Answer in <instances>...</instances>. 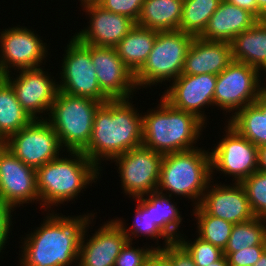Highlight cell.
Masks as SVG:
<instances>
[{"label":"cell","mask_w":266,"mask_h":266,"mask_svg":"<svg viewBox=\"0 0 266 266\" xmlns=\"http://www.w3.org/2000/svg\"><path fill=\"white\" fill-rule=\"evenodd\" d=\"M54 211L21 238L20 266H77L83 233L97 212L65 217Z\"/></svg>","instance_id":"obj_1"},{"label":"cell","mask_w":266,"mask_h":266,"mask_svg":"<svg viewBox=\"0 0 266 266\" xmlns=\"http://www.w3.org/2000/svg\"><path fill=\"white\" fill-rule=\"evenodd\" d=\"M131 100H109L96 111L88 146L82 152L100 170L102 161H112L142 145V114Z\"/></svg>","instance_id":"obj_2"},{"label":"cell","mask_w":266,"mask_h":266,"mask_svg":"<svg viewBox=\"0 0 266 266\" xmlns=\"http://www.w3.org/2000/svg\"><path fill=\"white\" fill-rule=\"evenodd\" d=\"M36 169L39 205L45 211L74 201L101 177V171L82 151H67ZM52 206V207H51ZM44 207V208H43ZM49 208V209H48Z\"/></svg>","instance_id":"obj_3"},{"label":"cell","mask_w":266,"mask_h":266,"mask_svg":"<svg viewBox=\"0 0 266 266\" xmlns=\"http://www.w3.org/2000/svg\"><path fill=\"white\" fill-rule=\"evenodd\" d=\"M160 101L157 107L142 113V145L163 155L196 148L206 125L162 97Z\"/></svg>","instance_id":"obj_4"},{"label":"cell","mask_w":266,"mask_h":266,"mask_svg":"<svg viewBox=\"0 0 266 266\" xmlns=\"http://www.w3.org/2000/svg\"><path fill=\"white\" fill-rule=\"evenodd\" d=\"M209 151L196 147L164 155L157 191L175 198L191 199L192 206H198L212 180Z\"/></svg>","instance_id":"obj_5"},{"label":"cell","mask_w":266,"mask_h":266,"mask_svg":"<svg viewBox=\"0 0 266 266\" xmlns=\"http://www.w3.org/2000/svg\"><path fill=\"white\" fill-rule=\"evenodd\" d=\"M102 102L58 91L45 119L58 135L64 151H83L89 143L94 117Z\"/></svg>","instance_id":"obj_6"},{"label":"cell","mask_w":266,"mask_h":266,"mask_svg":"<svg viewBox=\"0 0 266 266\" xmlns=\"http://www.w3.org/2000/svg\"><path fill=\"white\" fill-rule=\"evenodd\" d=\"M194 36L181 30L161 31L141 69L134 75L138 90L171 83L183 70L184 61Z\"/></svg>","instance_id":"obj_7"},{"label":"cell","mask_w":266,"mask_h":266,"mask_svg":"<svg viewBox=\"0 0 266 266\" xmlns=\"http://www.w3.org/2000/svg\"><path fill=\"white\" fill-rule=\"evenodd\" d=\"M58 88L69 95L86 97L98 102L111 100L99 87L95 66L91 59V45L71 36L65 47Z\"/></svg>","instance_id":"obj_8"},{"label":"cell","mask_w":266,"mask_h":266,"mask_svg":"<svg viewBox=\"0 0 266 266\" xmlns=\"http://www.w3.org/2000/svg\"><path fill=\"white\" fill-rule=\"evenodd\" d=\"M261 73L255 67L232 61L217 75L214 106L220 107L225 113L229 112L231 118L245 106L254 103L264 88L262 85H265Z\"/></svg>","instance_id":"obj_9"},{"label":"cell","mask_w":266,"mask_h":266,"mask_svg":"<svg viewBox=\"0 0 266 266\" xmlns=\"http://www.w3.org/2000/svg\"><path fill=\"white\" fill-rule=\"evenodd\" d=\"M224 127V137L210 151L211 178L221 171L225 177H234V183H240L258 170V147L229 123Z\"/></svg>","instance_id":"obj_10"},{"label":"cell","mask_w":266,"mask_h":266,"mask_svg":"<svg viewBox=\"0 0 266 266\" xmlns=\"http://www.w3.org/2000/svg\"><path fill=\"white\" fill-rule=\"evenodd\" d=\"M163 157L143 145L115 157L123 194L134 199L157 191Z\"/></svg>","instance_id":"obj_11"},{"label":"cell","mask_w":266,"mask_h":266,"mask_svg":"<svg viewBox=\"0 0 266 266\" xmlns=\"http://www.w3.org/2000/svg\"><path fill=\"white\" fill-rule=\"evenodd\" d=\"M34 29L14 26L0 32V77L22 69L42 66L48 56V44Z\"/></svg>","instance_id":"obj_12"},{"label":"cell","mask_w":266,"mask_h":266,"mask_svg":"<svg viewBox=\"0 0 266 266\" xmlns=\"http://www.w3.org/2000/svg\"><path fill=\"white\" fill-rule=\"evenodd\" d=\"M2 144L24 164L34 169L65 152L58 135L46 119H33Z\"/></svg>","instance_id":"obj_13"},{"label":"cell","mask_w":266,"mask_h":266,"mask_svg":"<svg viewBox=\"0 0 266 266\" xmlns=\"http://www.w3.org/2000/svg\"><path fill=\"white\" fill-rule=\"evenodd\" d=\"M11 75L9 73L4 78L13 87L22 108L32 119H45L59 91L57 79L44 66L18 70L16 78Z\"/></svg>","instance_id":"obj_14"},{"label":"cell","mask_w":266,"mask_h":266,"mask_svg":"<svg viewBox=\"0 0 266 266\" xmlns=\"http://www.w3.org/2000/svg\"><path fill=\"white\" fill-rule=\"evenodd\" d=\"M0 200L13 211L24 207L23 204L39 203L36 169L24 164L3 144L0 145Z\"/></svg>","instance_id":"obj_15"},{"label":"cell","mask_w":266,"mask_h":266,"mask_svg":"<svg viewBox=\"0 0 266 266\" xmlns=\"http://www.w3.org/2000/svg\"><path fill=\"white\" fill-rule=\"evenodd\" d=\"M216 81L217 76L213 74H181L162 92L161 97L172 107L195 115L207 126L204 108L214 107Z\"/></svg>","instance_id":"obj_16"},{"label":"cell","mask_w":266,"mask_h":266,"mask_svg":"<svg viewBox=\"0 0 266 266\" xmlns=\"http://www.w3.org/2000/svg\"><path fill=\"white\" fill-rule=\"evenodd\" d=\"M95 217L97 216L95 215L89 221L83 233L77 265L114 266L117 256L129 240L113 218L110 221H104L98 229H94L92 236L88 235L89 227L90 225L92 227Z\"/></svg>","instance_id":"obj_17"},{"label":"cell","mask_w":266,"mask_h":266,"mask_svg":"<svg viewBox=\"0 0 266 266\" xmlns=\"http://www.w3.org/2000/svg\"><path fill=\"white\" fill-rule=\"evenodd\" d=\"M91 59L99 87L111 100L134 97L138 90L134 75L118 56L116 48L91 45Z\"/></svg>","instance_id":"obj_18"},{"label":"cell","mask_w":266,"mask_h":266,"mask_svg":"<svg viewBox=\"0 0 266 266\" xmlns=\"http://www.w3.org/2000/svg\"><path fill=\"white\" fill-rule=\"evenodd\" d=\"M81 8L89 17V25L73 35L84 44L115 48L136 25L132 19L105 10L98 3H88Z\"/></svg>","instance_id":"obj_19"},{"label":"cell","mask_w":266,"mask_h":266,"mask_svg":"<svg viewBox=\"0 0 266 266\" xmlns=\"http://www.w3.org/2000/svg\"><path fill=\"white\" fill-rule=\"evenodd\" d=\"M209 182L199 206L208 214L232 224L255 218L248 197L240 183ZM213 185H212V184Z\"/></svg>","instance_id":"obj_20"},{"label":"cell","mask_w":266,"mask_h":266,"mask_svg":"<svg viewBox=\"0 0 266 266\" xmlns=\"http://www.w3.org/2000/svg\"><path fill=\"white\" fill-rule=\"evenodd\" d=\"M233 61L231 44L194 37L188 48L181 74L218 75Z\"/></svg>","instance_id":"obj_21"},{"label":"cell","mask_w":266,"mask_h":266,"mask_svg":"<svg viewBox=\"0 0 266 266\" xmlns=\"http://www.w3.org/2000/svg\"><path fill=\"white\" fill-rule=\"evenodd\" d=\"M258 20L249 10L222 0L199 37L209 41L231 43L238 34L251 28Z\"/></svg>","instance_id":"obj_22"},{"label":"cell","mask_w":266,"mask_h":266,"mask_svg":"<svg viewBox=\"0 0 266 266\" xmlns=\"http://www.w3.org/2000/svg\"><path fill=\"white\" fill-rule=\"evenodd\" d=\"M233 61L255 67L266 74V23L258 20L251 28L238 34L230 43Z\"/></svg>","instance_id":"obj_23"},{"label":"cell","mask_w":266,"mask_h":266,"mask_svg":"<svg viewBox=\"0 0 266 266\" xmlns=\"http://www.w3.org/2000/svg\"><path fill=\"white\" fill-rule=\"evenodd\" d=\"M183 0H144L136 25L151 30H179Z\"/></svg>","instance_id":"obj_24"},{"label":"cell","mask_w":266,"mask_h":266,"mask_svg":"<svg viewBox=\"0 0 266 266\" xmlns=\"http://www.w3.org/2000/svg\"><path fill=\"white\" fill-rule=\"evenodd\" d=\"M158 31L135 25L115 47L125 66L135 75L153 49Z\"/></svg>","instance_id":"obj_25"},{"label":"cell","mask_w":266,"mask_h":266,"mask_svg":"<svg viewBox=\"0 0 266 266\" xmlns=\"http://www.w3.org/2000/svg\"><path fill=\"white\" fill-rule=\"evenodd\" d=\"M147 198V211H151L155 224L172 242L178 241L182 233L179 227L183 224L182 211H179L173 197L154 191L144 195ZM173 202V203H172ZM175 203V204H174Z\"/></svg>","instance_id":"obj_26"},{"label":"cell","mask_w":266,"mask_h":266,"mask_svg":"<svg viewBox=\"0 0 266 266\" xmlns=\"http://www.w3.org/2000/svg\"><path fill=\"white\" fill-rule=\"evenodd\" d=\"M32 120L17 100L11 84L0 77V142L4 143Z\"/></svg>","instance_id":"obj_27"},{"label":"cell","mask_w":266,"mask_h":266,"mask_svg":"<svg viewBox=\"0 0 266 266\" xmlns=\"http://www.w3.org/2000/svg\"><path fill=\"white\" fill-rule=\"evenodd\" d=\"M133 200L137 201V205L133 224H131L129 228L123 218H114L122 228L128 240L132 242L133 239L138 238L139 236H145L146 240L152 239L153 241H156V244L158 245L156 249H162L167 244H170L172 241L155 224H153L151 211H147V198L145 196H140ZM160 239H164L162 247L161 244H158Z\"/></svg>","instance_id":"obj_28"},{"label":"cell","mask_w":266,"mask_h":266,"mask_svg":"<svg viewBox=\"0 0 266 266\" xmlns=\"http://www.w3.org/2000/svg\"><path fill=\"white\" fill-rule=\"evenodd\" d=\"M227 119L224 125L229 123L255 146L266 144V113H263L254 103L245 106L233 117Z\"/></svg>","instance_id":"obj_29"},{"label":"cell","mask_w":266,"mask_h":266,"mask_svg":"<svg viewBox=\"0 0 266 266\" xmlns=\"http://www.w3.org/2000/svg\"><path fill=\"white\" fill-rule=\"evenodd\" d=\"M222 0H183L179 30L199 37Z\"/></svg>","instance_id":"obj_30"},{"label":"cell","mask_w":266,"mask_h":266,"mask_svg":"<svg viewBox=\"0 0 266 266\" xmlns=\"http://www.w3.org/2000/svg\"><path fill=\"white\" fill-rule=\"evenodd\" d=\"M256 245H266V221L258 217L234 224L223 251L227 257L232 252Z\"/></svg>","instance_id":"obj_31"},{"label":"cell","mask_w":266,"mask_h":266,"mask_svg":"<svg viewBox=\"0 0 266 266\" xmlns=\"http://www.w3.org/2000/svg\"><path fill=\"white\" fill-rule=\"evenodd\" d=\"M193 208L191 215L196 218L197 236L224 250L234 224L218 217L208 215L199 205Z\"/></svg>","instance_id":"obj_32"},{"label":"cell","mask_w":266,"mask_h":266,"mask_svg":"<svg viewBox=\"0 0 266 266\" xmlns=\"http://www.w3.org/2000/svg\"><path fill=\"white\" fill-rule=\"evenodd\" d=\"M254 215L266 221V173L259 170L240 182Z\"/></svg>","instance_id":"obj_33"},{"label":"cell","mask_w":266,"mask_h":266,"mask_svg":"<svg viewBox=\"0 0 266 266\" xmlns=\"http://www.w3.org/2000/svg\"><path fill=\"white\" fill-rule=\"evenodd\" d=\"M186 237L183 233L178 242L188 251L196 266H208L224 256L222 249L202 240L200 237L197 236L193 242L187 240Z\"/></svg>","instance_id":"obj_34"},{"label":"cell","mask_w":266,"mask_h":266,"mask_svg":"<svg viewBox=\"0 0 266 266\" xmlns=\"http://www.w3.org/2000/svg\"><path fill=\"white\" fill-rule=\"evenodd\" d=\"M132 245L134 244L130 241L126 243L117 256L114 266H144L150 254L156 249V244L155 246L151 245V247L148 244L149 247L143 246L141 248L139 246L137 248L132 247Z\"/></svg>","instance_id":"obj_35"},{"label":"cell","mask_w":266,"mask_h":266,"mask_svg":"<svg viewBox=\"0 0 266 266\" xmlns=\"http://www.w3.org/2000/svg\"><path fill=\"white\" fill-rule=\"evenodd\" d=\"M144 0H99L97 3L105 10L124 15L137 22Z\"/></svg>","instance_id":"obj_36"},{"label":"cell","mask_w":266,"mask_h":266,"mask_svg":"<svg viewBox=\"0 0 266 266\" xmlns=\"http://www.w3.org/2000/svg\"><path fill=\"white\" fill-rule=\"evenodd\" d=\"M266 250V245H256L232 252L227 256L229 266H254Z\"/></svg>","instance_id":"obj_37"},{"label":"cell","mask_w":266,"mask_h":266,"mask_svg":"<svg viewBox=\"0 0 266 266\" xmlns=\"http://www.w3.org/2000/svg\"><path fill=\"white\" fill-rule=\"evenodd\" d=\"M161 250L172 260L174 266H196L191 255L178 241L167 244Z\"/></svg>","instance_id":"obj_38"},{"label":"cell","mask_w":266,"mask_h":266,"mask_svg":"<svg viewBox=\"0 0 266 266\" xmlns=\"http://www.w3.org/2000/svg\"><path fill=\"white\" fill-rule=\"evenodd\" d=\"M13 210L0 200V254L4 251L8 243L10 233L12 232L13 226Z\"/></svg>","instance_id":"obj_39"},{"label":"cell","mask_w":266,"mask_h":266,"mask_svg":"<svg viewBox=\"0 0 266 266\" xmlns=\"http://www.w3.org/2000/svg\"><path fill=\"white\" fill-rule=\"evenodd\" d=\"M144 266H174L172 260L161 250L154 249Z\"/></svg>","instance_id":"obj_40"},{"label":"cell","mask_w":266,"mask_h":266,"mask_svg":"<svg viewBox=\"0 0 266 266\" xmlns=\"http://www.w3.org/2000/svg\"><path fill=\"white\" fill-rule=\"evenodd\" d=\"M227 1L240 8L249 10L257 17V1L256 0H227Z\"/></svg>","instance_id":"obj_41"},{"label":"cell","mask_w":266,"mask_h":266,"mask_svg":"<svg viewBox=\"0 0 266 266\" xmlns=\"http://www.w3.org/2000/svg\"><path fill=\"white\" fill-rule=\"evenodd\" d=\"M258 170L266 173V144L258 147Z\"/></svg>","instance_id":"obj_42"},{"label":"cell","mask_w":266,"mask_h":266,"mask_svg":"<svg viewBox=\"0 0 266 266\" xmlns=\"http://www.w3.org/2000/svg\"><path fill=\"white\" fill-rule=\"evenodd\" d=\"M254 104L263 112L266 113V88L264 87L260 92Z\"/></svg>","instance_id":"obj_43"},{"label":"cell","mask_w":266,"mask_h":266,"mask_svg":"<svg viewBox=\"0 0 266 266\" xmlns=\"http://www.w3.org/2000/svg\"><path fill=\"white\" fill-rule=\"evenodd\" d=\"M257 1V18L262 20L266 15V0H256Z\"/></svg>","instance_id":"obj_44"},{"label":"cell","mask_w":266,"mask_h":266,"mask_svg":"<svg viewBox=\"0 0 266 266\" xmlns=\"http://www.w3.org/2000/svg\"><path fill=\"white\" fill-rule=\"evenodd\" d=\"M208 266H229L227 257L224 255L221 259L217 260L214 263L209 264Z\"/></svg>","instance_id":"obj_45"},{"label":"cell","mask_w":266,"mask_h":266,"mask_svg":"<svg viewBox=\"0 0 266 266\" xmlns=\"http://www.w3.org/2000/svg\"><path fill=\"white\" fill-rule=\"evenodd\" d=\"M254 266H266V250L260 256V259L256 262Z\"/></svg>","instance_id":"obj_46"},{"label":"cell","mask_w":266,"mask_h":266,"mask_svg":"<svg viewBox=\"0 0 266 266\" xmlns=\"http://www.w3.org/2000/svg\"><path fill=\"white\" fill-rule=\"evenodd\" d=\"M80 1V6H83L88 3H97L99 0H78Z\"/></svg>","instance_id":"obj_47"},{"label":"cell","mask_w":266,"mask_h":266,"mask_svg":"<svg viewBox=\"0 0 266 266\" xmlns=\"http://www.w3.org/2000/svg\"><path fill=\"white\" fill-rule=\"evenodd\" d=\"M262 20L266 23V15L262 18Z\"/></svg>","instance_id":"obj_48"}]
</instances>
